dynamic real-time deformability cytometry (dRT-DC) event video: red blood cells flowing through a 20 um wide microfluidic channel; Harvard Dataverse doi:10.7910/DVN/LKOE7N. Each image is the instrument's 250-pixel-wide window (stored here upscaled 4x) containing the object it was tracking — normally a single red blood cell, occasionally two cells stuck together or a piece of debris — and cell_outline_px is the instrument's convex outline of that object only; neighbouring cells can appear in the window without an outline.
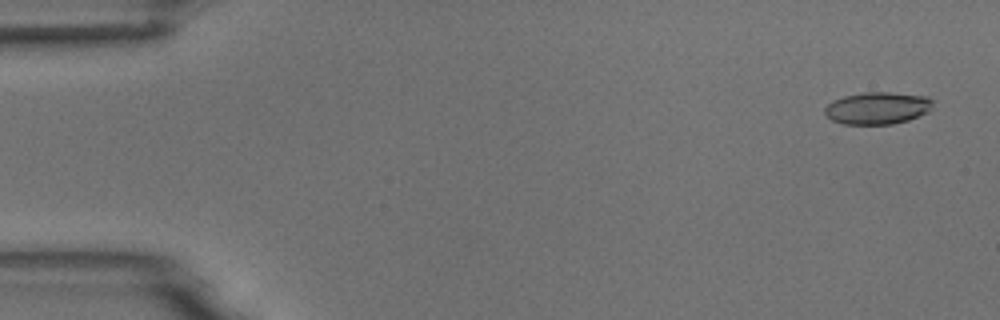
{"species": "common noctule bat (a hibernating species)", "species_latin": "Nyctalus noctula", "temperature_condition": "room temperature", "stored_images_in_passage": 3, "camera_frame_rate_fps": 3000, "um_per_image_px": 0.085, "animal": {"sex": "male", "body_mass_g": 18.8}, "frame": {"image": 1, "passage_image": 1, "time_ms": 0.0, "image_size_px": [1000, 320], "cell_outline_px": [[932, 108], [928, 112], [908, 120], [892, 124], [844, 124], [832, 120], [824, 112], [824, 108], [832, 100], [844, 96], [864, 92], [888, 92], [928, 96], [932, 100]], "centroid_in_image_um": [74.59, 9.18], "position_along_channel_um": 10.4, "area_um2": 20.29}}